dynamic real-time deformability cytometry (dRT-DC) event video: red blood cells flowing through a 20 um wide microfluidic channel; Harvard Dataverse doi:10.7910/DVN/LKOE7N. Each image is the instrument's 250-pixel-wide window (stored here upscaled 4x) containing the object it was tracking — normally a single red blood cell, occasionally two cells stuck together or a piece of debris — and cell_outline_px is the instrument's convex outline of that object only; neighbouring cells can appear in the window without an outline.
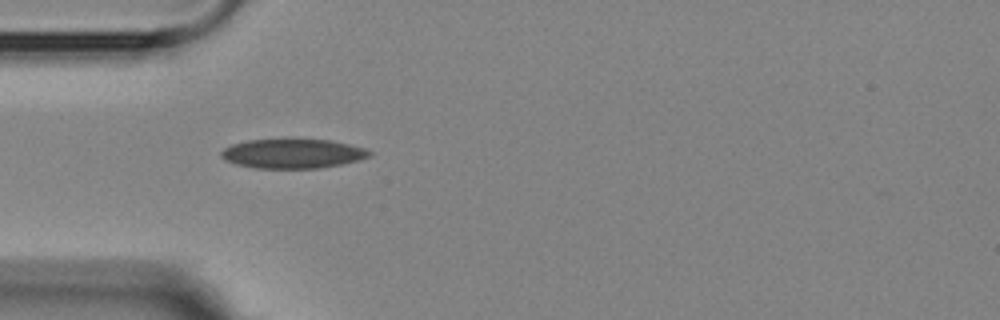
{"species": "Egyptian fruit bat (a non-hibernating species)", "species_latin": "Rousettus aegyptiacus", "temperature_condition": "room temperature", "stored_images_in_passage": 8, "camera_frame_rate_fps": 3000, "um_per_image_px": 0.085, "animal": {"sex": "female"}, "frame": {"image": 1, "passage_image": 7, "time_ms": 7.667, "image_size_px": [1000, 320], "cell_outline_px": [[372, 156], [360, 160], [340, 164], [316, 168], [256, 168], [236, 164], [224, 160], [220, 156], [220, 152], [224, 148], [232, 144], [248, 140], [328, 140], [348, 144], [364, 148], [372, 152]], "centroid_in_image_um": [24.86, 13.06], "position_along_channel_um": 60.1, "area_um2": 25.14}}
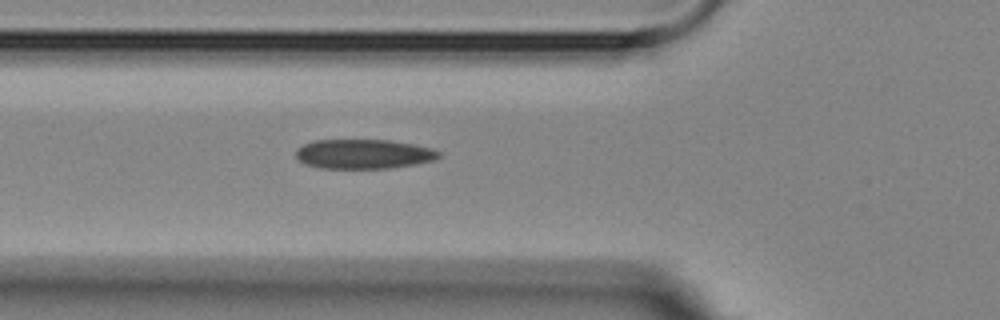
{"frame": {"image": 2, "passage_image": 8, "time_ms": 8.667, "image_size_px": [1000, 320], "cell_outline_px": [[440, 156], [432, 160], [416, 164], [388, 168], [320, 168], [304, 164], [296, 156], [296, 148], [312, 140], [388, 140], [412, 144], [432, 148], [440, 152]], "centroid_in_image_um": [30.87, 13.09], "position_along_channel_um": 94.9, "area_um2": 24.51}}